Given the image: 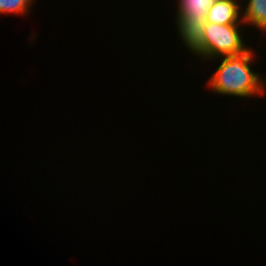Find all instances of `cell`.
<instances>
[{
	"instance_id": "6da1fadb",
	"label": "cell",
	"mask_w": 266,
	"mask_h": 266,
	"mask_svg": "<svg viewBox=\"0 0 266 266\" xmlns=\"http://www.w3.org/2000/svg\"><path fill=\"white\" fill-rule=\"evenodd\" d=\"M254 55L253 50L249 48L238 55L221 57L222 61L207 85L220 95L249 98L264 94L266 79H261L260 74L250 67Z\"/></svg>"
},
{
	"instance_id": "5b68a950",
	"label": "cell",
	"mask_w": 266,
	"mask_h": 266,
	"mask_svg": "<svg viewBox=\"0 0 266 266\" xmlns=\"http://www.w3.org/2000/svg\"><path fill=\"white\" fill-rule=\"evenodd\" d=\"M245 8L241 16L243 25L252 24L266 32V0H248Z\"/></svg>"
},
{
	"instance_id": "3957f363",
	"label": "cell",
	"mask_w": 266,
	"mask_h": 266,
	"mask_svg": "<svg viewBox=\"0 0 266 266\" xmlns=\"http://www.w3.org/2000/svg\"><path fill=\"white\" fill-rule=\"evenodd\" d=\"M176 13L179 38L185 45L198 33L206 22L208 9L214 0H177Z\"/></svg>"
},
{
	"instance_id": "277c9868",
	"label": "cell",
	"mask_w": 266,
	"mask_h": 266,
	"mask_svg": "<svg viewBox=\"0 0 266 266\" xmlns=\"http://www.w3.org/2000/svg\"><path fill=\"white\" fill-rule=\"evenodd\" d=\"M241 5L237 0H214L211 7L208 9L206 22L214 24H240L242 22Z\"/></svg>"
},
{
	"instance_id": "8992f818",
	"label": "cell",
	"mask_w": 266,
	"mask_h": 266,
	"mask_svg": "<svg viewBox=\"0 0 266 266\" xmlns=\"http://www.w3.org/2000/svg\"><path fill=\"white\" fill-rule=\"evenodd\" d=\"M34 0H0V14H27Z\"/></svg>"
},
{
	"instance_id": "7a4b0ae2",
	"label": "cell",
	"mask_w": 266,
	"mask_h": 266,
	"mask_svg": "<svg viewBox=\"0 0 266 266\" xmlns=\"http://www.w3.org/2000/svg\"><path fill=\"white\" fill-rule=\"evenodd\" d=\"M239 25L242 24H214L205 22L198 33L185 45L192 54L204 59H214L238 55L249 48L241 36Z\"/></svg>"
}]
</instances>
